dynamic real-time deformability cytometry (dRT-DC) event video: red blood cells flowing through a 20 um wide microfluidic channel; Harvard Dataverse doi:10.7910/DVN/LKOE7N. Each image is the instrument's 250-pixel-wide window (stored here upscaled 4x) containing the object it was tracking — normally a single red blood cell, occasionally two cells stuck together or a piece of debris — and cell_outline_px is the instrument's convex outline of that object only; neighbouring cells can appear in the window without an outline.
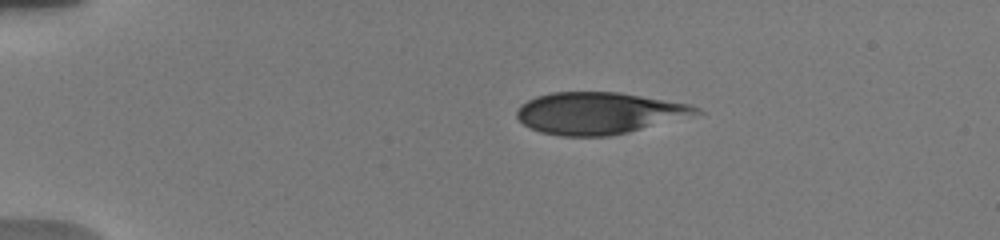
{"species": "human", "species_latin": "Homo sapiens", "temperature_condition": "warm", "stored_images_in_passage": 3, "camera_frame_rate_fps": 3000, "um_per_image_px": 0.085, "donor": {"sex": "male"}, "frame": {"image": 1, "passage_image": 1, "time_ms": 0.0, "image_size_px": [1000, 240], "cell_outline_px": [[704, 112], [628, 132], [608, 136], [560, 136], [540, 132], [524, 124], [516, 116], [516, 112], [520, 104], [536, 96], [552, 92], [620, 92], [692, 104], [700, 108]], "centroid_in_image_um": [50.89, 9.6], "position_along_channel_um": 34.1, "area_um2": 43.58}}